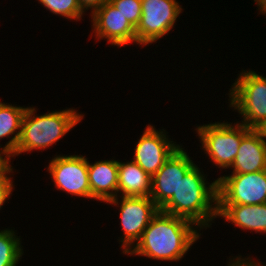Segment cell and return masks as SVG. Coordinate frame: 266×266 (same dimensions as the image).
Here are the masks:
<instances>
[{"mask_svg": "<svg viewBox=\"0 0 266 266\" xmlns=\"http://www.w3.org/2000/svg\"><path fill=\"white\" fill-rule=\"evenodd\" d=\"M195 226L191 221L159 210L141 238L126 254L161 261H179L200 239L201 233Z\"/></svg>", "mask_w": 266, "mask_h": 266, "instance_id": "obj_1", "label": "cell"}, {"mask_svg": "<svg viewBox=\"0 0 266 266\" xmlns=\"http://www.w3.org/2000/svg\"><path fill=\"white\" fill-rule=\"evenodd\" d=\"M205 176L195 164L160 211L191 221L200 230L211 226L218 217V187L217 179L207 183Z\"/></svg>", "mask_w": 266, "mask_h": 266, "instance_id": "obj_2", "label": "cell"}, {"mask_svg": "<svg viewBox=\"0 0 266 266\" xmlns=\"http://www.w3.org/2000/svg\"><path fill=\"white\" fill-rule=\"evenodd\" d=\"M37 108L27 107L22 118L21 134L13 157L24 152L44 150L56 144L76 124L84 114L73 108L35 115Z\"/></svg>", "mask_w": 266, "mask_h": 266, "instance_id": "obj_3", "label": "cell"}, {"mask_svg": "<svg viewBox=\"0 0 266 266\" xmlns=\"http://www.w3.org/2000/svg\"><path fill=\"white\" fill-rule=\"evenodd\" d=\"M230 107L234 108L249 129L266 126V77L250 69L243 70L229 89Z\"/></svg>", "mask_w": 266, "mask_h": 266, "instance_id": "obj_4", "label": "cell"}, {"mask_svg": "<svg viewBox=\"0 0 266 266\" xmlns=\"http://www.w3.org/2000/svg\"><path fill=\"white\" fill-rule=\"evenodd\" d=\"M215 122L195 129L202 149L211 161L221 169L232 166L242 137L250 130L243 123Z\"/></svg>", "mask_w": 266, "mask_h": 266, "instance_id": "obj_5", "label": "cell"}, {"mask_svg": "<svg viewBox=\"0 0 266 266\" xmlns=\"http://www.w3.org/2000/svg\"><path fill=\"white\" fill-rule=\"evenodd\" d=\"M142 15L135 28L136 44L148 45L173 29L182 7L176 0H141Z\"/></svg>", "mask_w": 266, "mask_h": 266, "instance_id": "obj_6", "label": "cell"}, {"mask_svg": "<svg viewBox=\"0 0 266 266\" xmlns=\"http://www.w3.org/2000/svg\"><path fill=\"white\" fill-rule=\"evenodd\" d=\"M218 205L266 203V170L217 178Z\"/></svg>", "mask_w": 266, "mask_h": 266, "instance_id": "obj_7", "label": "cell"}, {"mask_svg": "<svg viewBox=\"0 0 266 266\" xmlns=\"http://www.w3.org/2000/svg\"><path fill=\"white\" fill-rule=\"evenodd\" d=\"M107 203L117 207L120 204L121 229L124 235L119 242L122 243V253L126 254L141 238L143 231L160 209L150 197L118 195Z\"/></svg>", "mask_w": 266, "mask_h": 266, "instance_id": "obj_8", "label": "cell"}, {"mask_svg": "<svg viewBox=\"0 0 266 266\" xmlns=\"http://www.w3.org/2000/svg\"><path fill=\"white\" fill-rule=\"evenodd\" d=\"M47 170L57 190L90 198L87 157L78 154L57 155L50 160Z\"/></svg>", "mask_w": 266, "mask_h": 266, "instance_id": "obj_9", "label": "cell"}, {"mask_svg": "<svg viewBox=\"0 0 266 266\" xmlns=\"http://www.w3.org/2000/svg\"><path fill=\"white\" fill-rule=\"evenodd\" d=\"M195 165L180 146L152 176L150 198L161 209L176 194L180 180Z\"/></svg>", "mask_w": 266, "mask_h": 266, "instance_id": "obj_10", "label": "cell"}, {"mask_svg": "<svg viewBox=\"0 0 266 266\" xmlns=\"http://www.w3.org/2000/svg\"><path fill=\"white\" fill-rule=\"evenodd\" d=\"M166 130L149 125L136 142L133 161L151 177L164 165L165 161L180 145L168 139Z\"/></svg>", "mask_w": 266, "mask_h": 266, "instance_id": "obj_11", "label": "cell"}, {"mask_svg": "<svg viewBox=\"0 0 266 266\" xmlns=\"http://www.w3.org/2000/svg\"><path fill=\"white\" fill-rule=\"evenodd\" d=\"M95 39L117 47L136 43L135 28L109 1L91 15Z\"/></svg>", "mask_w": 266, "mask_h": 266, "instance_id": "obj_12", "label": "cell"}, {"mask_svg": "<svg viewBox=\"0 0 266 266\" xmlns=\"http://www.w3.org/2000/svg\"><path fill=\"white\" fill-rule=\"evenodd\" d=\"M230 169L232 174L266 170V136L262 129H250L242 137Z\"/></svg>", "mask_w": 266, "mask_h": 266, "instance_id": "obj_13", "label": "cell"}, {"mask_svg": "<svg viewBox=\"0 0 266 266\" xmlns=\"http://www.w3.org/2000/svg\"><path fill=\"white\" fill-rule=\"evenodd\" d=\"M90 198L108 202L118 196V160L88 161Z\"/></svg>", "mask_w": 266, "mask_h": 266, "instance_id": "obj_14", "label": "cell"}, {"mask_svg": "<svg viewBox=\"0 0 266 266\" xmlns=\"http://www.w3.org/2000/svg\"><path fill=\"white\" fill-rule=\"evenodd\" d=\"M218 217L242 230L266 233V203L257 205H217Z\"/></svg>", "mask_w": 266, "mask_h": 266, "instance_id": "obj_15", "label": "cell"}, {"mask_svg": "<svg viewBox=\"0 0 266 266\" xmlns=\"http://www.w3.org/2000/svg\"><path fill=\"white\" fill-rule=\"evenodd\" d=\"M152 177L136 162L118 161V193L120 196L150 197ZM122 193V194H121Z\"/></svg>", "mask_w": 266, "mask_h": 266, "instance_id": "obj_16", "label": "cell"}, {"mask_svg": "<svg viewBox=\"0 0 266 266\" xmlns=\"http://www.w3.org/2000/svg\"><path fill=\"white\" fill-rule=\"evenodd\" d=\"M26 108L0 101V139L11 138L3 148L0 146V150L10 157L13 156L20 138L21 123Z\"/></svg>", "mask_w": 266, "mask_h": 266, "instance_id": "obj_17", "label": "cell"}, {"mask_svg": "<svg viewBox=\"0 0 266 266\" xmlns=\"http://www.w3.org/2000/svg\"><path fill=\"white\" fill-rule=\"evenodd\" d=\"M13 229L0 231V266H16L23 255L20 236Z\"/></svg>", "mask_w": 266, "mask_h": 266, "instance_id": "obj_18", "label": "cell"}, {"mask_svg": "<svg viewBox=\"0 0 266 266\" xmlns=\"http://www.w3.org/2000/svg\"><path fill=\"white\" fill-rule=\"evenodd\" d=\"M43 7L55 15L79 21L85 14L77 0H38Z\"/></svg>", "mask_w": 266, "mask_h": 266, "instance_id": "obj_19", "label": "cell"}, {"mask_svg": "<svg viewBox=\"0 0 266 266\" xmlns=\"http://www.w3.org/2000/svg\"><path fill=\"white\" fill-rule=\"evenodd\" d=\"M119 12L136 28L142 15L141 0H109Z\"/></svg>", "mask_w": 266, "mask_h": 266, "instance_id": "obj_20", "label": "cell"}, {"mask_svg": "<svg viewBox=\"0 0 266 266\" xmlns=\"http://www.w3.org/2000/svg\"><path fill=\"white\" fill-rule=\"evenodd\" d=\"M10 173H13L12 167L0 178V209H2L1 207L4 205L5 201L9 199L8 197L12 195V190L14 189Z\"/></svg>", "mask_w": 266, "mask_h": 266, "instance_id": "obj_21", "label": "cell"}, {"mask_svg": "<svg viewBox=\"0 0 266 266\" xmlns=\"http://www.w3.org/2000/svg\"><path fill=\"white\" fill-rule=\"evenodd\" d=\"M77 1L83 12L91 9L90 15H92L97 9L101 8L109 0H77Z\"/></svg>", "mask_w": 266, "mask_h": 266, "instance_id": "obj_22", "label": "cell"}, {"mask_svg": "<svg viewBox=\"0 0 266 266\" xmlns=\"http://www.w3.org/2000/svg\"><path fill=\"white\" fill-rule=\"evenodd\" d=\"M11 157L0 150V178L13 166H11Z\"/></svg>", "mask_w": 266, "mask_h": 266, "instance_id": "obj_23", "label": "cell"}, {"mask_svg": "<svg viewBox=\"0 0 266 266\" xmlns=\"http://www.w3.org/2000/svg\"><path fill=\"white\" fill-rule=\"evenodd\" d=\"M242 256L239 255L238 257L232 258L230 262H228V266H249L242 258Z\"/></svg>", "mask_w": 266, "mask_h": 266, "instance_id": "obj_24", "label": "cell"}, {"mask_svg": "<svg viewBox=\"0 0 266 266\" xmlns=\"http://www.w3.org/2000/svg\"><path fill=\"white\" fill-rule=\"evenodd\" d=\"M249 266H266L265 264L263 265L262 263L257 262L253 259H251L250 257L247 258H242Z\"/></svg>", "mask_w": 266, "mask_h": 266, "instance_id": "obj_25", "label": "cell"}, {"mask_svg": "<svg viewBox=\"0 0 266 266\" xmlns=\"http://www.w3.org/2000/svg\"><path fill=\"white\" fill-rule=\"evenodd\" d=\"M262 130L264 131L265 136H266V126H265L264 129H262Z\"/></svg>", "mask_w": 266, "mask_h": 266, "instance_id": "obj_26", "label": "cell"}]
</instances>
